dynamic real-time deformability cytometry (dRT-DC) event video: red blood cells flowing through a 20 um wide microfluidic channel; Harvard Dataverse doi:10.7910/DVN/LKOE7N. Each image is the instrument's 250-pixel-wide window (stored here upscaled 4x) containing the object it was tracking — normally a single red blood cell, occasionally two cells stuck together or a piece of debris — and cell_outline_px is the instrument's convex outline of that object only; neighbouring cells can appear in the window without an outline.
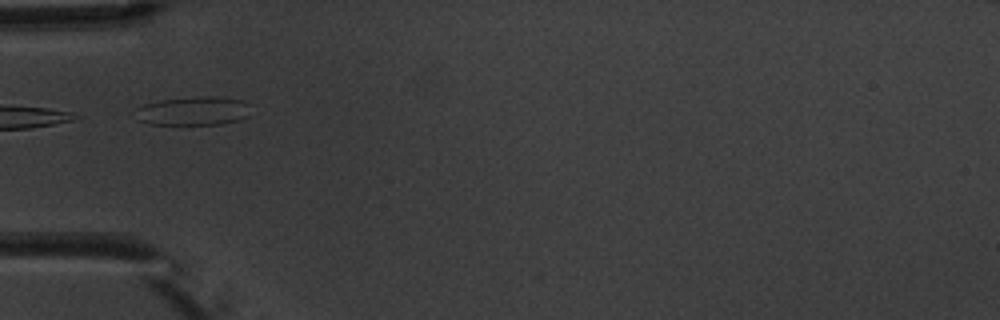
{"species": "common noctule bat (a hibernating species)", "species_latin": "Nyctalus noctula", "temperature_condition": "warm", "stored_images_in_passage": 8, "camera_frame_rate_fps": 3000, "um_per_image_px": 0.085, "animal": {"sex": "male", "body_mass_g": 20.1, "forearm_length_mm": 53.5}, "frame": {"image": 1, "passage_image": 5, "time_ms": 5.667, "image_size_px": [1000, 320], "cell_outline_px": [[248, 116], [240, 120], [220, 124], [148, 124], [136, 120], [136, 108], [144, 104], [160, 100], [192, 96], [208, 96], [244, 100], [248, 104]], "centroid_in_image_um": [16.39, 9.43], "position_along_channel_um": 68.6, "area_um2": 19.42}}
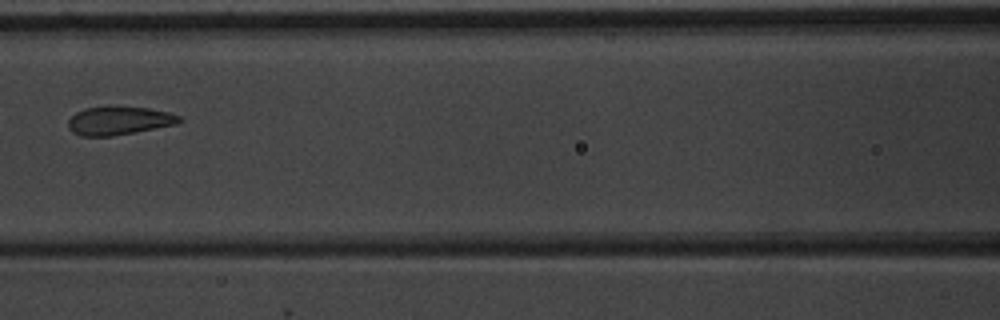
{"frame": {"image": 2, "passage_image": 7, "time_ms": 8.0, "image_size_px": [1000, 320], "cell_outline_px": [[184, 120], [176, 124], [136, 132], [112, 136], [80, 136], [72, 132], [68, 128], [68, 120], [76, 112], [84, 108], [104, 104], [112, 104], [148, 108], [168, 112], [180, 116]], "centroid_in_image_um": [10.08, 10.22], "position_along_channel_um": 156.5, "area_um2": 19.07}}
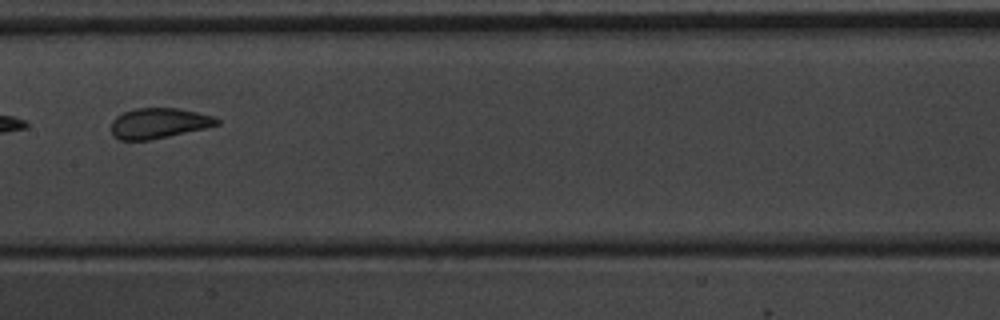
{"frame": {"image": 3, "passage_image": 8, "time_ms": 9.0, "image_size_px": [1000, 320], "cell_outline_px": [[220, 124], [204, 128], [168, 136], [148, 140], [120, 140], [112, 136], [112, 120], [116, 116], [124, 112], [136, 108], [176, 108], [216, 116], [220, 120]], "centroid_in_image_um": [13.49, 10.47], "position_along_channel_um": 193.9, "area_um2": 18.61}}